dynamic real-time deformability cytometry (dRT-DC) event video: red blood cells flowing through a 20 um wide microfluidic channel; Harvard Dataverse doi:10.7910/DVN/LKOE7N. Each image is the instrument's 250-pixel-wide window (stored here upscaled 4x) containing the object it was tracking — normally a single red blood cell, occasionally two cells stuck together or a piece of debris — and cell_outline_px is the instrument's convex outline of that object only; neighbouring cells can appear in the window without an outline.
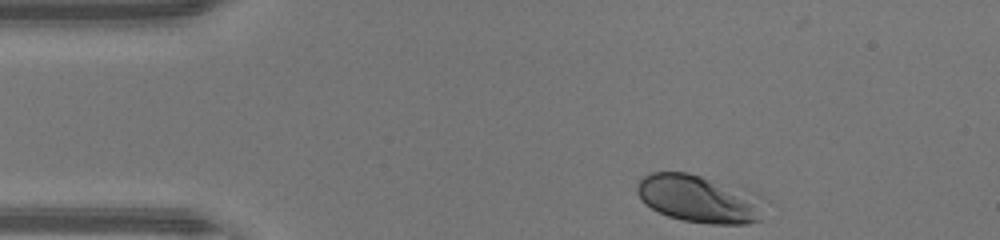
{"species": "human", "species_latin": "Homo sapiens", "temperature_condition": "warm", "stored_images_in_passage": 32, "camera_frame_rate_fps": 3000, "um_per_image_px": 0.085, "donor": {"sex": "male"}, "frame": {"image": 1, "passage_image": 1, "time_ms": 0.0, "image_size_px": [1000, 240], "cell_outline_px": [[760, 220], [748, 224], [708, 224], [684, 220], [668, 216], [652, 208], [640, 200], [636, 192], [636, 184], [644, 176], [652, 172], [688, 172], [740, 184], [760, 192]], "centroid_in_image_um": [59.46, 16.85], "position_along_channel_um": 25.5, "area_um2": 36.3}}
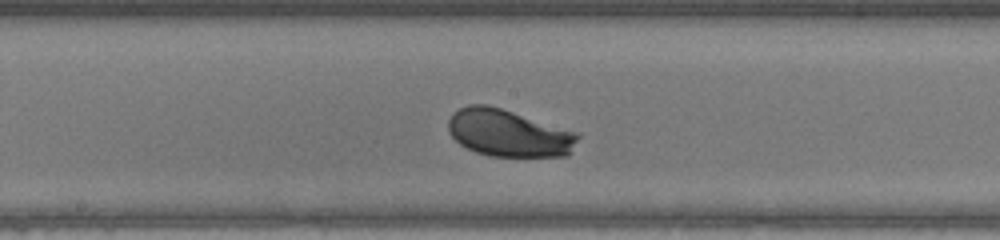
{"frame": {"image": 2, "passage_image": 18, "time_ms": 5.667, "image_size_px": [1000, 240], "cell_outline_px": [[580, 136], [568, 156], [488, 156], [476, 152], [460, 144], [448, 132], [448, 120], [452, 112], [468, 104], [488, 104], [580, 132]], "centroid_in_image_um": [43.24, 11.3], "position_along_channel_um": 205.0, "area_um2": 35.95}}
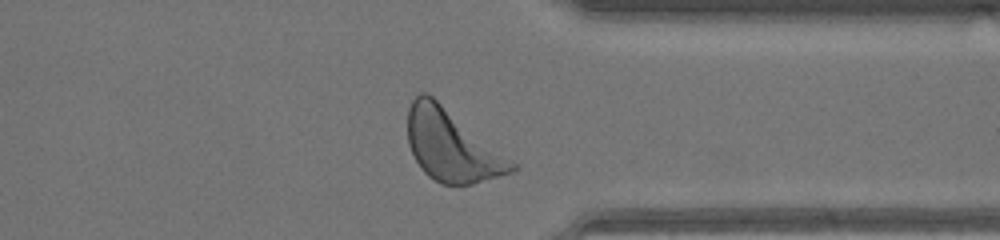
{"frame": {"image": 3, "passage_image": 30, "time_ms": 9.667, "image_size_px": [1000, 240], "cell_outline_px": [[520, 168], [512, 172], [472, 184], [440, 184], [428, 176], [420, 168], [408, 144], [408, 108], [412, 100], [420, 92], [428, 92], [516, 164]], "centroid_in_image_um": [38.36, 12.37], "position_along_channel_um": 373.0, "area_um2": 42.83}, "authors_computed_cell_mechanics": {"area_um2": 35.4025, "velocity_mm_per_s": 4.3385, "shape_relaxation_time_tau1_ms": 1.2619, "shape_relaxation_time_tau2_ms": 3.5842, "deformation_change_tau1": 0.121, "deformation_change_tau2": 0.1315}}